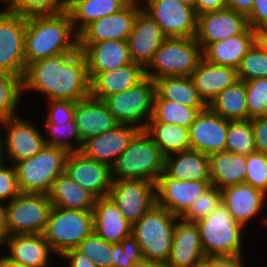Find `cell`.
<instances>
[{"label": "cell", "mask_w": 267, "mask_h": 267, "mask_svg": "<svg viewBox=\"0 0 267 267\" xmlns=\"http://www.w3.org/2000/svg\"><path fill=\"white\" fill-rule=\"evenodd\" d=\"M84 53L90 81L101 72L111 71L131 64L127 41L105 40L94 43H78Z\"/></svg>", "instance_id": "22"}, {"label": "cell", "mask_w": 267, "mask_h": 267, "mask_svg": "<svg viewBox=\"0 0 267 267\" xmlns=\"http://www.w3.org/2000/svg\"><path fill=\"white\" fill-rule=\"evenodd\" d=\"M247 20L253 30L267 25V0H254L252 10L247 15Z\"/></svg>", "instance_id": "53"}, {"label": "cell", "mask_w": 267, "mask_h": 267, "mask_svg": "<svg viewBox=\"0 0 267 267\" xmlns=\"http://www.w3.org/2000/svg\"><path fill=\"white\" fill-rule=\"evenodd\" d=\"M205 257L196 223L178 218L166 264L172 267H199Z\"/></svg>", "instance_id": "25"}, {"label": "cell", "mask_w": 267, "mask_h": 267, "mask_svg": "<svg viewBox=\"0 0 267 267\" xmlns=\"http://www.w3.org/2000/svg\"><path fill=\"white\" fill-rule=\"evenodd\" d=\"M177 219L170 211L155 205L132 226V236L144 261L166 264Z\"/></svg>", "instance_id": "5"}, {"label": "cell", "mask_w": 267, "mask_h": 267, "mask_svg": "<svg viewBox=\"0 0 267 267\" xmlns=\"http://www.w3.org/2000/svg\"><path fill=\"white\" fill-rule=\"evenodd\" d=\"M202 58L195 37H167L145 68V75L154 81L166 76H191Z\"/></svg>", "instance_id": "6"}, {"label": "cell", "mask_w": 267, "mask_h": 267, "mask_svg": "<svg viewBox=\"0 0 267 267\" xmlns=\"http://www.w3.org/2000/svg\"><path fill=\"white\" fill-rule=\"evenodd\" d=\"M9 1H10V0H0L1 3H2V2H3V3L5 2L6 5L9 3Z\"/></svg>", "instance_id": "66"}, {"label": "cell", "mask_w": 267, "mask_h": 267, "mask_svg": "<svg viewBox=\"0 0 267 267\" xmlns=\"http://www.w3.org/2000/svg\"><path fill=\"white\" fill-rule=\"evenodd\" d=\"M155 185L156 205L181 218L212 184L211 180H177L162 172Z\"/></svg>", "instance_id": "15"}, {"label": "cell", "mask_w": 267, "mask_h": 267, "mask_svg": "<svg viewBox=\"0 0 267 267\" xmlns=\"http://www.w3.org/2000/svg\"><path fill=\"white\" fill-rule=\"evenodd\" d=\"M131 1L87 0L82 2H68L67 12L70 15L75 32L79 34L93 21L121 11Z\"/></svg>", "instance_id": "34"}, {"label": "cell", "mask_w": 267, "mask_h": 267, "mask_svg": "<svg viewBox=\"0 0 267 267\" xmlns=\"http://www.w3.org/2000/svg\"><path fill=\"white\" fill-rule=\"evenodd\" d=\"M193 7L198 16L205 12L227 8V2L226 0H194Z\"/></svg>", "instance_id": "55"}, {"label": "cell", "mask_w": 267, "mask_h": 267, "mask_svg": "<svg viewBox=\"0 0 267 267\" xmlns=\"http://www.w3.org/2000/svg\"><path fill=\"white\" fill-rule=\"evenodd\" d=\"M163 172L177 180H210L209 156L191 149L169 154Z\"/></svg>", "instance_id": "31"}, {"label": "cell", "mask_w": 267, "mask_h": 267, "mask_svg": "<svg viewBox=\"0 0 267 267\" xmlns=\"http://www.w3.org/2000/svg\"><path fill=\"white\" fill-rule=\"evenodd\" d=\"M1 127H0V165L5 162L4 159V153H3V134L1 133Z\"/></svg>", "instance_id": "61"}, {"label": "cell", "mask_w": 267, "mask_h": 267, "mask_svg": "<svg viewBox=\"0 0 267 267\" xmlns=\"http://www.w3.org/2000/svg\"><path fill=\"white\" fill-rule=\"evenodd\" d=\"M20 116L0 121L1 131L4 134L2 135L4 159L6 163L13 165L35 156L45 146L44 134L38 124Z\"/></svg>", "instance_id": "11"}, {"label": "cell", "mask_w": 267, "mask_h": 267, "mask_svg": "<svg viewBox=\"0 0 267 267\" xmlns=\"http://www.w3.org/2000/svg\"><path fill=\"white\" fill-rule=\"evenodd\" d=\"M229 122L209 107L201 110L189 127L190 149L208 156L224 151Z\"/></svg>", "instance_id": "19"}, {"label": "cell", "mask_w": 267, "mask_h": 267, "mask_svg": "<svg viewBox=\"0 0 267 267\" xmlns=\"http://www.w3.org/2000/svg\"><path fill=\"white\" fill-rule=\"evenodd\" d=\"M60 258L61 261L64 260L63 263L66 262L65 267H97L91 259L75 248L65 251L57 260H60Z\"/></svg>", "instance_id": "54"}, {"label": "cell", "mask_w": 267, "mask_h": 267, "mask_svg": "<svg viewBox=\"0 0 267 267\" xmlns=\"http://www.w3.org/2000/svg\"><path fill=\"white\" fill-rule=\"evenodd\" d=\"M154 100H169L188 107H208L190 76H166L155 80Z\"/></svg>", "instance_id": "35"}, {"label": "cell", "mask_w": 267, "mask_h": 267, "mask_svg": "<svg viewBox=\"0 0 267 267\" xmlns=\"http://www.w3.org/2000/svg\"><path fill=\"white\" fill-rule=\"evenodd\" d=\"M0 267H3V253L0 254Z\"/></svg>", "instance_id": "64"}, {"label": "cell", "mask_w": 267, "mask_h": 267, "mask_svg": "<svg viewBox=\"0 0 267 267\" xmlns=\"http://www.w3.org/2000/svg\"><path fill=\"white\" fill-rule=\"evenodd\" d=\"M236 71L238 79L244 82L267 77V53L254 43L242 58Z\"/></svg>", "instance_id": "44"}, {"label": "cell", "mask_w": 267, "mask_h": 267, "mask_svg": "<svg viewBox=\"0 0 267 267\" xmlns=\"http://www.w3.org/2000/svg\"><path fill=\"white\" fill-rule=\"evenodd\" d=\"M210 180L213 186L223 188L244 183L246 156L221 151L209 156Z\"/></svg>", "instance_id": "32"}, {"label": "cell", "mask_w": 267, "mask_h": 267, "mask_svg": "<svg viewBox=\"0 0 267 267\" xmlns=\"http://www.w3.org/2000/svg\"><path fill=\"white\" fill-rule=\"evenodd\" d=\"M8 236L9 230L6 219V204L0 202V248H2Z\"/></svg>", "instance_id": "57"}, {"label": "cell", "mask_w": 267, "mask_h": 267, "mask_svg": "<svg viewBox=\"0 0 267 267\" xmlns=\"http://www.w3.org/2000/svg\"><path fill=\"white\" fill-rule=\"evenodd\" d=\"M161 267H172V266H169L167 264H161Z\"/></svg>", "instance_id": "67"}, {"label": "cell", "mask_w": 267, "mask_h": 267, "mask_svg": "<svg viewBox=\"0 0 267 267\" xmlns=\"http://www.w3.org/2000/svg\"><path fill=\"white\" fill-rule=\"evenodd\" d=\"M175 1L183 3L185 5H190V6H193L194 4V0H175Z\"/></svg>", "instance_id": "62"}, {"label": "cell", "mask_w": 267, "mask_h": 267, "mask_svg": "<svg viewBox=\"0 0 267 267\" xmlns=\"http://www.w3.org/2000/svg\"><path fill=\"white\" fill-rule=\"evenodd\" d=\"M255 43L254 30L249 26L243 33L209 44L203 51L207 62L237 69L242 58Z\"/></svg>", "instance_id": "29"}, {"label": "cell", "mask_w": 267, "mask_h": 267, "mask_svg": "<svg viewBox=\"0 0 267 267\" xmlns=\"http://www.w3.org/2000/svg\"><path fill=\"white\" fill-rule=\"evenodd\" d=\"M248 119L267 116V77L245 81Z\"/></svg>", "instance_id": "45"}, {"label": "cell", "mask_w": 267, "mask_h": 267, "mask_svg": "<svg viewBox=\"0 0 267 267\" xmlns=\"http://www.w3.org/2000/svg\"><path fill=\"white\" fill-rule=\"evenodd\" d=\"M138 131L133 126L118 124L102 134L83 141L80 152L87 158L111 166Z\"/></svg>", "instance_id": "24"}, {"label": "cell", "mask_w": 267, "mask_h": 267, "mask_svg": "<svg viewBox=\"0 0 267 267\" xmlns=\"http://www.w3.org/2000/svg\"><path fill=\"white\" fill-rule=\"evenodd\" d=\"M142 9L167 37H195L197 15L194 7L175 0H140Z\"/></svg>", "instance_id": "13"}, {"label": "cell", "mask_w": 267, "mask_h": 267, "mask_svg": "<svg viewBox=\"0 0 267 267\" xmlns=\"http://www.w3.org/2000/svg\"><path fill=\"white\" fill-rule=\"evenodd\" d=\"M93 232L110 243H120L132 235V225L109 197L97 198L92 210Z\"/></svg>", "instance_id": "27"}, {"label": "cell", "mask_w": 267, "mask_h": 267, "mask_svg": "<svg viewBox=\"0 0 267 267\" xmlns=\"http://www.w3.org/2000/svg\"><path fill=\"white\" fill-rule=\"evenodd\" d=\"M3 249H7L5 255L11 261L27 267H52L51 259L57 256L43 234L9 235L2 246Z\"/></svg>", "instance_id": "23"}, {"label": "cell", "mask_w": 267, "mask_h": 267, "mask_svg": "<svg viewBox=\"0 0 267 267\" xmlns=\"http://www.w3.org/2000/svg\"><path fill=\"white\" fill-rule=\"evenodd\" d=\"M260 223H262V228H263V227H267V214L264 215V216L262 217ZM264 225H265V226H264Z\"/></svg>", "instance_id": "63"}, {"label": "cell", "mask_w": 267, "mask_h": 267, "mask_svg": "<svg viewBox=\"0 0 267 267\" xmlns=\"http://www.w3.org/2000/svg\"><path fill=\"white\" fill-rule=\"evenodd\" d=\"M160 148L145 130H139L111 165L112 180L145 179L152 183L164 171Z\"/></svg>", "instance_id": "3"}, {"label": "cell", "mask_w": 267, "mask_h": 267, "mask_svg": "<svg viewBox=\"0 0 267 267\" xmlns=\"http://www.w3.org/2000/svg\"><path fill=\"white\" fill-rule=\"evenodd\" d=\"M225 150L245 156L256 151L255 137L250 119L229 122Z\"/></svg>", "instance_id": "41"}, {"label": "cell", "mask_w": 267, "mask_h": 267, "mask_svg": "<svg viewBox=\"0 0 267 267\" xmlns=\"http://www.w3.org/2000/svg\"><path fill=\"white\" fill-rule=\"evenodd\" d=\"M226 2L227 8L247 16L252 10L254 0H226Z\"/></svg>", "instance_id": "56"}, {"label": "cell", "mask_w": 267, "mask_h": 267, "mask_svg": "<svg viewBox=\"0 0 267 267\" xmlns=\"http://www.w3.org/2000/svg\"><path fill=\"white\" fill-rule=\"evenodd\" d=\"M20 193L14 165L2 163L0 165V202L6 204Z\"/></svg>", "instance_id": "49"}, {"label": "cell", "mask_w": 267, "mask_h": 267, "mask_svg": "<svg viewBox=\"0 0 267 267\" xmlns=\"http://www.w3.org/2000/svg\"><path fill=\"white\" fill-rule=\"evenodd\" d=\"M67 155L63 148L45 145L35 156L16 162L20 192L48 194L54 180L64 173Z\"/></svg>", "instance_id": "7"}, {"label": "cell", "mask_w": 267, "mask_h": 267, "mask_svg": "<svg viewBox=\"0 0 267 267\" xmlns=\"http://www.w3.org/2000/svg\"><path fill=\"white\" fill-rule=\"evenodd\" d=\"M23 95L41 93L44 100L80 101L90 96L84 53H63L30 63L22 78Z\"/></svg>", "instance_id": "1"}, {"label": "cell", "mask_w": 267, "mask_h": 267, "mask_svg": "<svg viewBox=\"0 0 267 267\" xmlns=\"http://www.w3.org/2000/svg\"><path fill=\"white\" fill-rule=\"evenodd\" d=\"M92 232V211L53 206L43 235L54 254L60 257L65 251L75 248Z\"/></svg>", "instance_id": "8"}, {"label": "cell", "mask_w": 267, "mask_h": 267, "mask_svg": "<svg viewBox=\"0 0 267 267\" xmlns=\"http://www.w3.org/2000/svg\"><path fill=\"white\" fill-rule=\"evenodd\" d=\"M52 207L47 194L21 192L6 203L9 235L43 234Z\"/></svg>", "instance_id": "10"}, {"label": "cell", "mask_w": 267, "mask_h": 267, "mask_svg": "<svg viewBox=\"0 0 267 267\" xmlns=\"http://www.w3.org/2000/svg\"><path fill=\"white\" fill-rule=\"evenodd\" d=\"M145 77V68L133 62L111 71L98 73L90 81V96L104 101L108 96L134 87Z\"/></svg>", "instance_id": "28"}, {"label": "cell", "mask_w": 267, "mask_h": 267, "mask_svg": "<svg viewBox=\"0 0 267 267\" xmlns=\"http://www.w3.org/2000/svg\"><path fill=\"white\" fill-rule=\"evenodd\" d=\"M166 38L159 25L141 9L127 40L132 62L146 68Z\"/></svg>", "instance_id": "21"}, {"label": "cell", "mask_w": 267, "mask_h": 267, "mask_svg": "<svg viewBox=\"0 0 267 267\" xmlns=\"http://www.w3.org/2000/svg\"><path fill=\"white\" fill-rule=\"evenodd\" d=\"M22 96V77L0 71V121L20 114Z\"/></svg>", "instance_id": "40"}, {"label": "cell", "mask_w": 267, "mask_h": 267, "mask_svg": "<svg viewBox=\"0 0 267 267\" xmlns=\"http://www.w3.org/2000/svg\"><path fill=\"white\" fill-rule=\"evenodd\" d=\"M3 267H27V266L11 261L5 254H3Z\"/></svg>", "instance_id": "59"}, {"label": "cell", "mask_w": 267, "mask_h": 267, "mask_svg": "<svg viewBox=\"0 0 267 267\" xmlns=\"http://www.w3.org/2000/svg\"><path fill=\"white\" fill-rule=\"evenodd\" d=\"M145 131L164 156L190 150L188 128L171 123L148 122Z\"/></svg>", "instance_id": "37"}, {"label": "cell", "mask_w": 267, "mask_h": 267, "mask_svg": "<svg viewBox=\"0 0 267 267\" xmlns=\"http://www.w3.org/2000/svg\"><path fill=\"white\" fill-rule=\"evenodd\" d=\"M74 120L81 138V146L86 139L118 125L106 103L91 96L76 102Z\"/></svg>", "instance_id": "26"}, {"label": "cell", "mask_w": 267, "mask_h": 267, "mask_svg": "<svg viewBox=\"0 0 267 267\" xmlns=\"http://www.w3.org/2000/svg\"><path fill=\"white\" fill-rule=\"evenodd\" d=\"M68 0H10L5 7L23 16L57 14L67 11Z\"/></svg>", "instance_id": "42"}, {"label": "cell", "mask_w": 267, "mask_h": 267, "mask_svg": "<svg viewBox=\"0 0 267 267\" xmlns=\"http://www.w3.org/2000/svg\"><path fill=\"white\" fill-rule=\"evenodd\" d=\"M255 34V44L267 53V25L258 27L254 29Z\"/></svg>", "instance_id": "58"}, {"label": "cell", "mask_w": 267, "mask_h": 267, "mask_svg": "<svg viewBox=\"0 0 267 267\" xmlns=\"http://www.w3.org/2000/svg\"><path fill=\"white\" fill-rule=\"evenodd\" d=\"M47 195L52 206L83 211H92L97 199L65 173L54 180Z\"/></svg>", "instance_id": "33"}, {"label": "cell", "mask_w": 267, "mask_h": 267, "mask_svg": "<svg viewBox=\"0 0 267 267\" xmlns=\"http://www.w3.org/2000/svg\"><path fill=\"white\" fill-rule=\"evenodd\" d=\"M64 173L96 198L108 196L113 182L110 165L87 158L81 152L68 153Z\"/></svg>", "instance_id": "16"}, {"label": "cell", "mask_w": 267, "mask_h": 267, "mask_svg": "<svg viewBox=\"0 0 267 267\" xmlns=\"http://www.w3.org/2000/svg\"><path fill=\"white\" fill-rule=\"evenodd\" d=\"M222 203L226 206L234 220L248 229L252 220L262 216L267 205V194L246 183L223 188ZM251 221V222H250Z\"/></svg>", "instance_id": "20"}, {"label": "cell", "mask_w": 267, "mask_h": 267, "mask_svg": "<svg viewBox=\"0 0 267 267\" xmlns=\"http://www.w3.org/2000/svg\"><path fill=\"white\" fill-rule=\"evenodd\" d=\"M244 183L267 194V154L255 151L246 156Z\"/></svg>", "instance_id": "48"}, {"label": "cell", "mask_w": 267, "mask_h": 267, "mask_svg": "<svg viewBox=\"0 0 267 267\" xmlns=\"http://www.w3.org/2000/svg\"><path fill=\"white\" fill-rule=\"evenodd\" d=\"M190 77L199 95L207 104L238 80L235 68L215 65L203 58Z\"/></svg>", "instance_id": "30"}, {"label": "cell", "mask_w": 267, "mask_h": 267, "mask_svg": "<svg viewBox=\"0 0 267 267\" xmlns=\"http://www.w3.org/2000/svg\"><path fill=\"white\" fill-rule=\"evenodd\" d=\"M43 126L45 145L63 148L68 153L80 152L81 138L74 118L69 122L43 123Z\"/></svg>", "instance_id": "39"}, {"label": "cell", "mask_w": 267, "mask_h": 267, "mask_svg": "<svg viewBox=\"0 0 267 267\" xmlns=\"http://www.w3.org/2000/svg\"><path fill=\"white\" fill-rule=\"evenodd\" d=\"M195 223L199 229L205 256L244 254L246 230L234 220L222 202L211 214Z\"/></svg>", "instance_id": "4"}, {"label": "cell", "mask_w": 267, "mask_h": 267, "mask_svg": "<svg viewBox=\"0 0 267 267\" xmlns=\"http://www.w3.org/2000/svg\"><path fill=\"white\" fill-rule=\"evenodd\" d=\"M75 249L91 259L97 267H111L112 243L105 241L96 233L92 232Z\"/></svg>", "instance_id": "43"}, {"label": "cell", "mask_w": 267, "mask_h": 267, "mask_svg": "<svg viewBox=\"0 0 267 267\" xmlns=\"http://www.w3.org/2000/svg\"><path fill=\"white\" fill-rule=\"evenodd\" d=\"M108 196L133 226L156 205V185L145 179L113 180Z\"/></svg>", "instance_id": "14"}, {"label": "cell", "mask_w": 267, "mask_h": 267, "mask_svg": "<svg viewBox=\"0 0 267 267\" xmlns=\"http://www.w3.org/2000/svg\"><path fill=\"white\" fill-rule=\"evenodd\" d=\"M244 254L231 256H206L199 267H245Z\"/></svg>", "instance_id": "51"}, {"label": "cell", "mask_w": 267, "mask_h": 267, "mask_svg": "<svg viewBox=\"0 0 267 267\" xmlns=\"http://www.w3.org/2000/svg\"><path fill=\"white\" fill-rule=\"evenodd\" d=\"M25 32L26 16L3 6L0 9V71L23 78Z\"/></svg>", "instance_id": "12"}, {"label": "cell", "mask_w": 267, "mask_h": 267, "mask_svg": "<svg viewBox=\"0 0 267 267\" xmlns=\"http://www.w3.org/2000/svg\"><path fill=\"white\" fill-rule=\"evenodd\" d=\"M155 95V81L145 77L134 87L108 96L104 102L118 124L145 130L152 118Z\"/></svg>", "instance_id": "9"}, {"label": "cell", "mask_w": 267, "mask_h": 267, "mask_svg": "<svg viewBox=\"0 0 267 267\" xmlns=\"http://www.w3.org/2000/svg\"><path fill=\"white\" fill-rule=\"evenodd\" d=\"M207 107H188L169 100H154L153 114L149 122H163L188 128L201 110Z\"/></svg>", "instance_id": "38"}, {"label": "cell", "mask_w": 267, "mask_h": 267, "mask_svg": "<svg viewBox=\"0 0 267 267\" xmlns=\"http://www.w3.org/2000/svg\"><path fill=\"white\" fill-rule=\"evenodd\" d=\"M141 9L140 0H132L121 11L93 21L78 34V43L105 40L127 41L133 30L137 13Z\"/></svg>", "instance_id": "17"}, {"label": "cell", "mask_w": 267, "mask_h": 267, "mask_svg": "<svg viewBox=\"0 0 267 267\" xmlns=\"http://www.w3.org/2000/svg\"><path fill=\"white\" fill-rule=\"evenodd\" d=\"M135 267H161V263L143 261L140 264H136Z\"/></svg>", "instance_id": "60"}, {"label": "cell", "mask_w": 267, "mask_h": 267, "mask_svg": "<svg viewBox=\"0 0 267 267\" xmlns=\"http://www.w3.org/2000/svg\"><path fill=\"white\" fill-rule=\"evenodd\" d=\"M256 151L267 154V116L251 118Z\"/></svg>", "instance_id": "52"}, {"label": "cell", "mask_w": 267, "mask_h": 267, "mask_svg": "<svg viewBox=\"0 0 267 267\" xmlns=\"http://www.w3.org/2000/svg\"><path fill=\"white\" fill-rule=\"evenodd\" d=\"M222 202V191L211 185L191 205L189 210L181 217L185 221L196 222L209 214Z\"/></svg>", "instance_id": "46"}, {"label": "cell", "mask_w": 267, "mask_h": 267, "mask_svg": "<svg viewBox=\"0 0 267 267\" xmlns=\"http://www.w3.org/2000/svg\"><path fill=\"white\" fill-rule=\"evenodd\" d=\"M47 101L45 120L43 123H62L69 122L74 118L75 101L67 100H44Z\"/></svg>", "instance_id": "50"}, {"label": "cell", "mask_w": 267, "mask_h": 267, "mask_svg": "<svg viewBox=\"0 0 267 267\" xmlns=\"http://www.w3.org/2000/svg\"><path fill=\"white\" fill-rule=\"evenodd\" d=\"M78 50V34L67 11L26 16V67L37 60L63 53H76Z\"/></svg>", "instance_id": "2"}, {"label": "cell", "mask_w": 267, "mask_h": 267, "mask_svg": "<svg viewBox=\"0 0 267 267\" xmlns=\"http://www.w3.org/2000/svg\"><path fill=\"white\" fill-rule=\"evenodd\" d=\"M82 1H87V0H68V2H82Z\"/></svg>", "instance_id": "65"}, {"label": "cell", "mask_w": 267, "mask_h": 267, "mask_svg": "<svg viewBox=\"0 0 267 267\" xmlns=\"http://www.w3.org/2000/svg\"><path fill=\"white\" fill-rule=\"evenodd\" d=\"M111 267H135L144 261L140 246L131 235L120 243H112Z\"/></svg>", "instance_id": "47"}, {"label": "cell", "mask_w": 267, "mask_h": 267, "mask_svg": "<svg viewBox=\"0 0 267 267\" xmlns=\"http://www.w3.org/2000/svg\"><path fill=\"white\" fill-rule=\"evenodd\" d=\"M208 107L230 121L248 120L245 82L238 79L213 98Z\"/></svg>", "instance_id": "36"}, {"label": "cell", "mask_w": 267, "mask_h": 267, "mask_svg": "<svg viewBox=\"0 0 267 267\" xmlns=\"http://www.w3.org/2000/svg\"><path fill=\"white\" fill-rule=\"evenodd\" d=\"M248 27L247 16L230 8L205 12L197 16L195 39L203 51L209 44L241 34Z\"/></svg>", "instance_id": "18"}]
</instances>
